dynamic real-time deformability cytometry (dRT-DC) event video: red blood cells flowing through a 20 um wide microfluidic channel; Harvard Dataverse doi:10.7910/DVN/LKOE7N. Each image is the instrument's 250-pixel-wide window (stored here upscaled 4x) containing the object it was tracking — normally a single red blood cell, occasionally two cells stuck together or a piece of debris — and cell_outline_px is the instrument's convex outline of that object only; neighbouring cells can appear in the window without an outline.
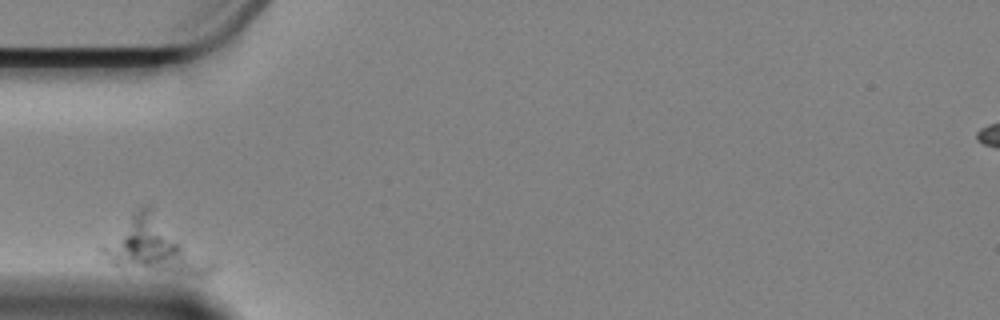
{"species": "Egyptian fruit bat (a non-hibernating species)", "species_latin": "Rousettus aegyptiacus", "temperature_condition": "cold", "stored_images_in_passage": 36, "camera_frame_rate_fps": 3000, "um_per_image_px": 0.085, "animal": {"sex": "female"}, "frame": {"image": 1, "passage_image": 1, "time_ms": 0.0, "image_size_px": [1000, 320], "cell_outline_px": [[216, 268], [208, 276], [188, 276], [116, 268], [108, 264], [100, 248], [100, 244], [140, 204], [152, 204], [212, 260], [216, 264]], "centroid_in_image_um": [13.12, 20.93], "position_along_channel_um": 71.9, "area_um2": 36.7}}
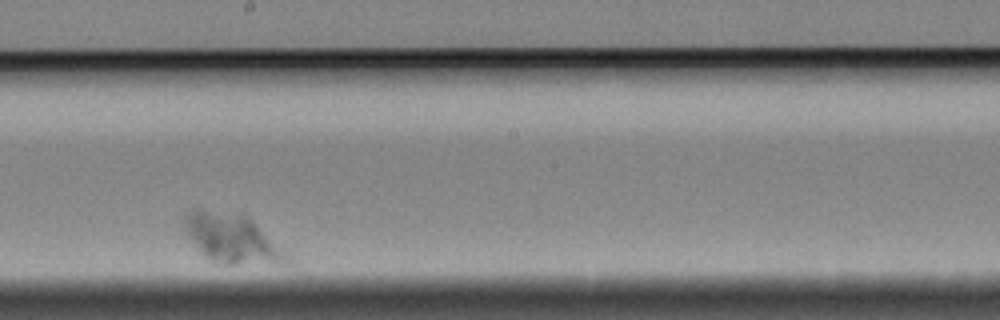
{"frame": {"image": 2, "passage_image": 21, "time_ms": 6.667, "image_size_px": [1000, 320], "cell_outline_px": [[296, 264], [224, 264], [212, 260], [204, 256], [192, 244], [184, 228], [184, 212], [192, 208], [200, 208], [244, 212], [292, 256]], "centroid_in_image_um": [19.76, 20.25], "position_along_channel_um": 228.4, "area_um2": 30.69}}
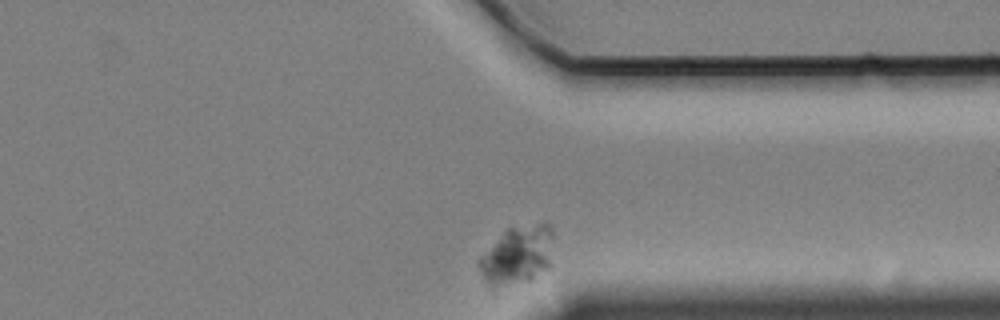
{"frame": {"image": 3, "passage_image": 36, "time_ms": 11.667, "image_size_px": [1000, 320], "cell_outline_px": [[552, 236], [548, 268], [532, 280], [496, 284], [492, 284], [484, 280], [476, 264], [476, 260], [508, 228], [536, 224], [548, 224], [552, 228]], "centroid_in_image_um": [43.96, 21.67], "position_along_channel_um": 367.4, "area_um2": 24.45}}